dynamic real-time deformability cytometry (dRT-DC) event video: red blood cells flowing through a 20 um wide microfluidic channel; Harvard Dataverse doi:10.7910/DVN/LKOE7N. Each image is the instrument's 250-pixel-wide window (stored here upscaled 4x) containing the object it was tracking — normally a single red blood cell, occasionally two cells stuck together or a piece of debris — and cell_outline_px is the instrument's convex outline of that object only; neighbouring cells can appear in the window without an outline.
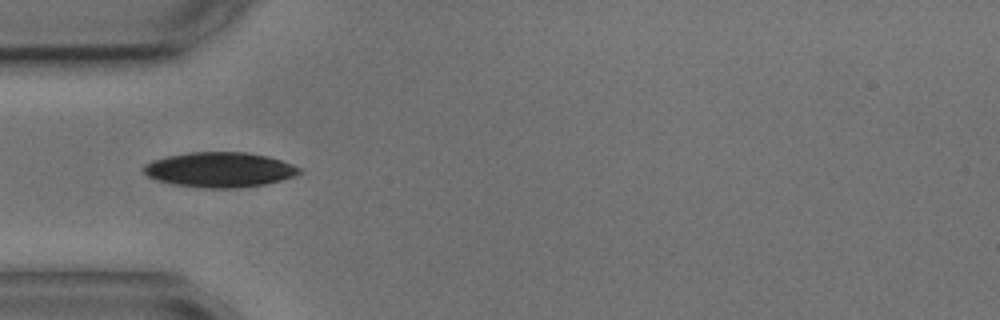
{"species": "common noctule bat (a hibernating species)", "species_latin": "Nyctalus noctula", "temperature_condition": "cold", "stored_images_in_passage": 5, "camera_frame_rate_fps": 3000, "um_per_image_px": 0.085, "animal": {"sex": "male", "body_mass_g": 17.9, "forearm_length_mm": 54.2}, "frame": {"image": 1, "passage_image": 2, "time_ms": 1.0, "image_size_px": [1000, 320], "cell_outline_px": [[304, 172], [296, 176], [264, 184], [236, 188], [204, 188], [176, 184], [156, 180], [148, 176], [140, 168], [144, 164], [152, 160], [168, 156], [188, 152], [244, 152], [268, 156], [292, 164], [300, 168]], "centroid_in_image_um": [18.66, 14.42], "position_along_channel_um": 66.3, "area_um2": 31.79}}